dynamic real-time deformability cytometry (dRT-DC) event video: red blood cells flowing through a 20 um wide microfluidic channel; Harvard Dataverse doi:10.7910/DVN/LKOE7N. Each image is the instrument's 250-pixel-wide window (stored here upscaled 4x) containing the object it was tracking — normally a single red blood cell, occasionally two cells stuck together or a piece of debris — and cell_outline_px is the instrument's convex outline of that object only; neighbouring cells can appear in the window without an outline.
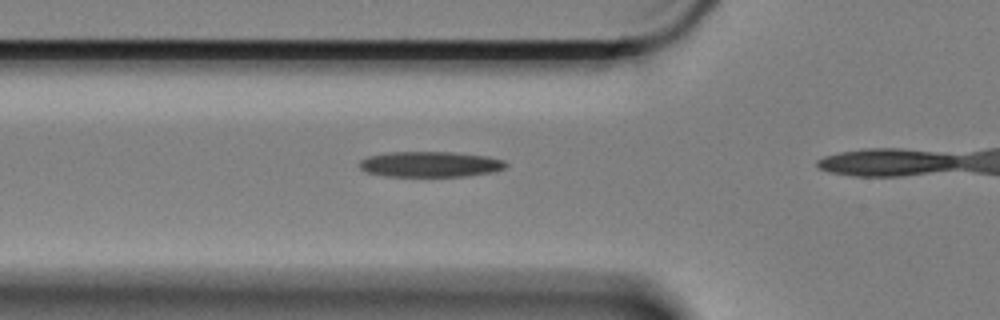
{"species": "Egyptian fruit bat (a non-hibernating species)", "species_latin": "Rousettus aegyptiacus", "temperature_condition": "cold", "stored_images_in_passage": 19, "camera_frame_rate_fps": 3000, "um_per_image_px": 0.085, "animal": {"sex": "female"}, "frame": {"image": 1, "passage_image": 14, "time_ms": 4.333, "image_size_px": [1000, 320], "cell_outline_px": [[508, 164], [504, 168], [492, 172], [464, 176], [384, 176], [368, 172], [360, 168], [360, 160], [368, 156], [392, 152], [452, 152], [488, 156], [504, 160]], "centroid_in_image_um": [36.59, 13.96], "position_along_channel_um": 89.2, "area_um2": 21.68}}
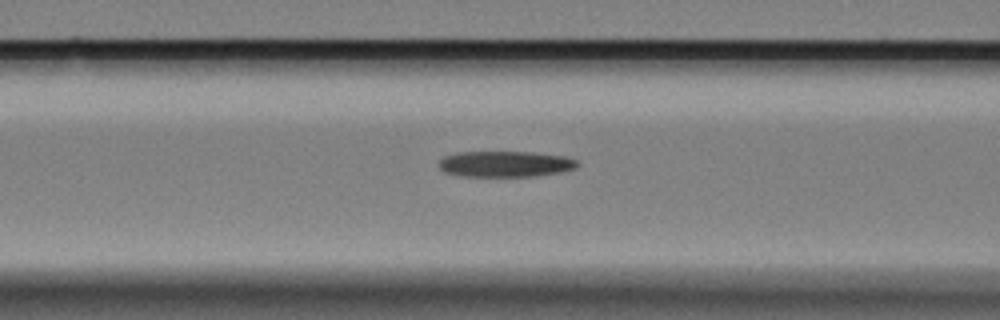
{"frame": {"image": 2, "passage_image": 17, "time_ms": 5.333, "image_size_px": [1000, 320], "cell_outline_px": [[580, 164], [576, 168], [560, 172], [528, 176], [468, 176], [444, 172], [440, 168], [440, 160], [444, 156], [460, 152], [532, 152], [564, 156], [576, 160]], "centroid_in_image_um": [42.97, 13.93], "position_along_channel_um": 123.6, "area_um2": 20.63}}